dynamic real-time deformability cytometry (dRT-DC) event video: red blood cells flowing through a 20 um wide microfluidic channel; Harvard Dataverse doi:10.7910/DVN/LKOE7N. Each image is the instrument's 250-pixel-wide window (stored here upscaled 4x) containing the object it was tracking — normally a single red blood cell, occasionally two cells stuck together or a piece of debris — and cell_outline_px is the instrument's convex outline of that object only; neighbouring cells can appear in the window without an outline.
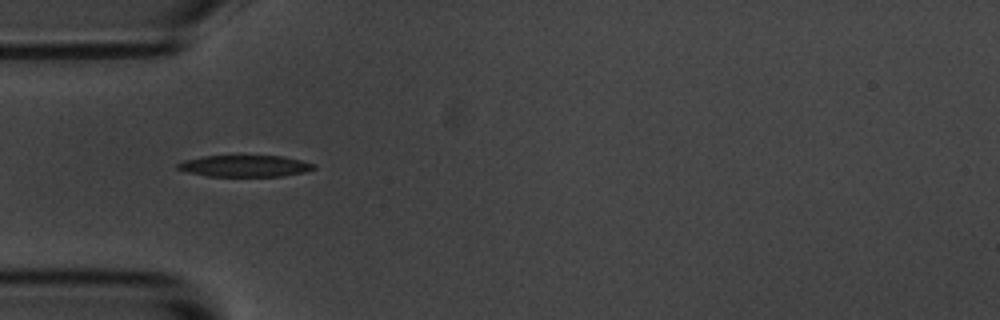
{"species": "common noctule bat (a hibernating species)", "species_latin": "Nyctalus noctula", "temperature_condition": "room temperature", "stored_images_in_passage": 5, "camera_frame_rate_fps": 3000, "um_per_image_px": 0.085, "animal": {"sex": "male", "body_mass_g": 20.1, "forearm_length_mm": 53.5}, "frame": {"image": 1, "passage_image": 1, "time_ms": 0.0, "image_size_px": [1000, 320], "cell_outline_px": [[316, 168], [304, 172], [284, 176], [208, 176], [188, 172], [176, 168], [176, 164], [184, 160], [204, 156], [284, 156], [316, 164]], "centroid_in_image_um": [20.83, 14.11], "position_along_channel_um": 64.2, "area_um2": 17.05}}
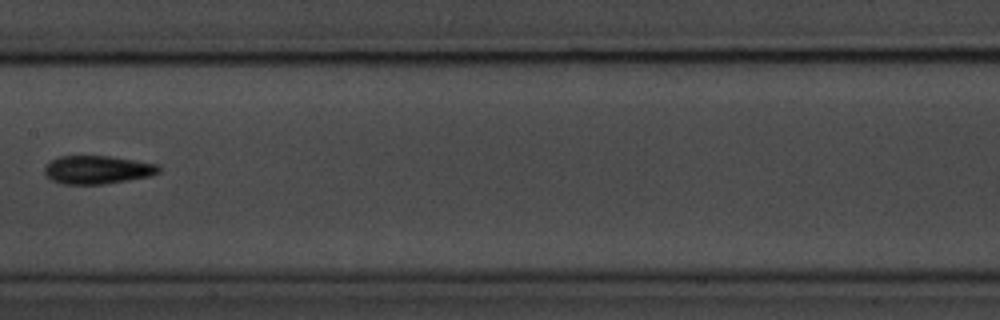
{"frame": {"image": 2, "passage_image": 4, "time_ms": 1.0, "image_size_px": [1000, 320], "cell_outline_px": [[160, 172], [152, 176], [104, 184], [60, 184], [52, 180], [44, 172], [44, 168], [52, 160], [60, 156], [112, 156], [160, 164]], "centroid_in_image_um": [8.33, 14.43], "position_along_channel_um": 199.1, "area_um2": 18.96}}
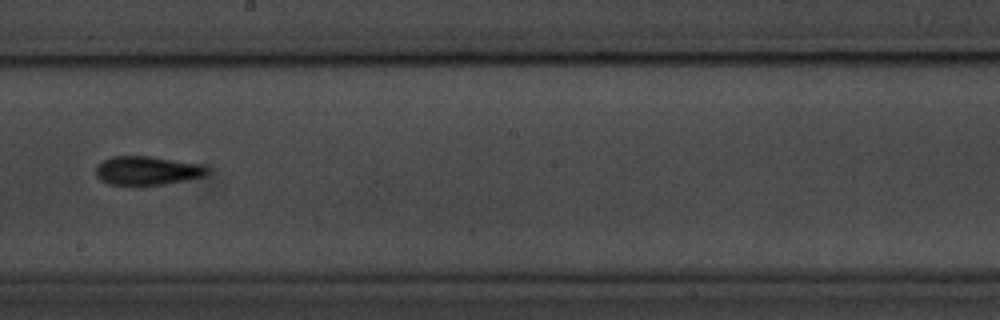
{"frame": {"image": 3, "passage_image": 5, "time_ms": 1.333, "image_size_px": [1000, 320], "cell_outline_px": [[208, 172], [204, 176], [188, 180], [164, 184], [108, 184], [100, 180], [96, 176], [96, 168], [104, 160], [112, 156], [148, 156], [204, 164], [208, 168]], "centroid_in_image_um": [12.55, 14.49], "position_along_channel_um": 235.7, "area_um2": 18.55}}